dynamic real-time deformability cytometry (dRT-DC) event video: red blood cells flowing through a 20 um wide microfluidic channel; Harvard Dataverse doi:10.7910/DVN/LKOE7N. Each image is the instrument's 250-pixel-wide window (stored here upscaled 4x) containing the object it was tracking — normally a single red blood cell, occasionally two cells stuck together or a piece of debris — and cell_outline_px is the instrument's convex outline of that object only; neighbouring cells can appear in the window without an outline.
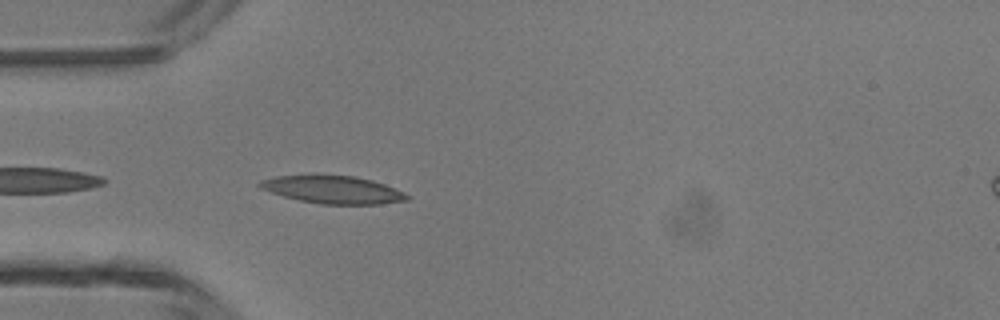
{"species": "common noctule bat (a hibernating species)", "species_latin": "Nyctalus noctula", "temperature_condition": "room temperature", "stored_images_in_passage": 30, "camera_frame_rate_fps": 3000, "um_per_image_px": 0.085, "animal": {"sex": "male", "body_mass_g": 13.3}, "frame": {"image": 1, "passage_image": 1, "time_ms": 0.0, "image_size_px": [1000, 320], "cell_outline_px": [[408, 200], [380, 204], [320, 204], [300, 200], [284, 196], [260, 188], [256, 184], [260, 180], [276, 176], [316, 172], [352, 176], [372, 180], [384, 184], [408, 196]], "centroid_in_image_um": [28.19, 16.07], "position_along_channel_um": 56.8, "area_um2": 24.22}}
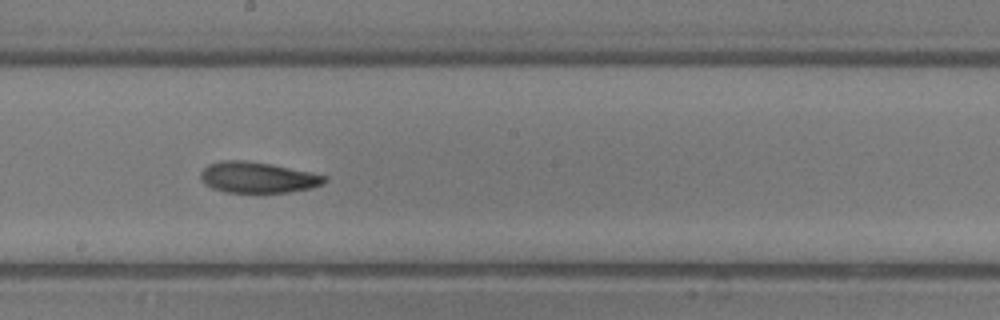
{"frame": {"image": 2, "passage_image": 13, "time_ms": 4.0, "image_size_px": [1000, 320], "cell_outline_px": [[328, 180], [324, 184], [312, 188], [288, 192], [224, 192], [212, 188], [204, 184], [200, 180], [200, 172], [208, 164], [220, 160], [244, 160], [272, 164], [328, 176]], "centroid_in_image_um": [21.89, 15.08], "position_along_channel_um": 226.3, "area_um2": 22.54}}
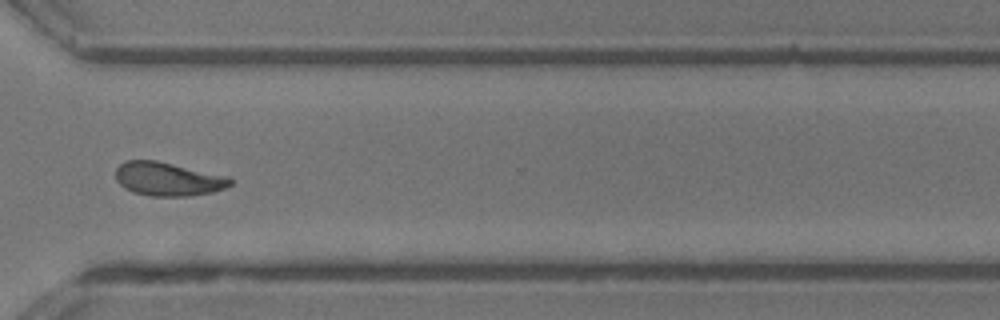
{"frame": {"image": 3, "passage_image": 22, "time_ms": 7.0, "image_size_px": [1000, 320], "cell_outline_px": [[232, 184], [224, 188], [212, 192], [188, 196], [152, 196], [132, 192], [124, 188], [116, 180], [116, 168], [124, 160], [156, 160], [228, 176], [232, 180]], "centroid_in_image_um": [14.25, 15.21], "position_along_channel_um": 356.3, "area_um2": 22.48}, "authors_computed_cell_mechanics": {"area_um2": 22.0218, "velocity_mm_per_s": 4.3446, "shape_relaxation_time_tau1_ms": 5.9787, "shape_relaxation_time_tau2_ms": 5.1069, "deformation_change_tau1": 0.1697, "deformation_change_tau2": 0.1182}}